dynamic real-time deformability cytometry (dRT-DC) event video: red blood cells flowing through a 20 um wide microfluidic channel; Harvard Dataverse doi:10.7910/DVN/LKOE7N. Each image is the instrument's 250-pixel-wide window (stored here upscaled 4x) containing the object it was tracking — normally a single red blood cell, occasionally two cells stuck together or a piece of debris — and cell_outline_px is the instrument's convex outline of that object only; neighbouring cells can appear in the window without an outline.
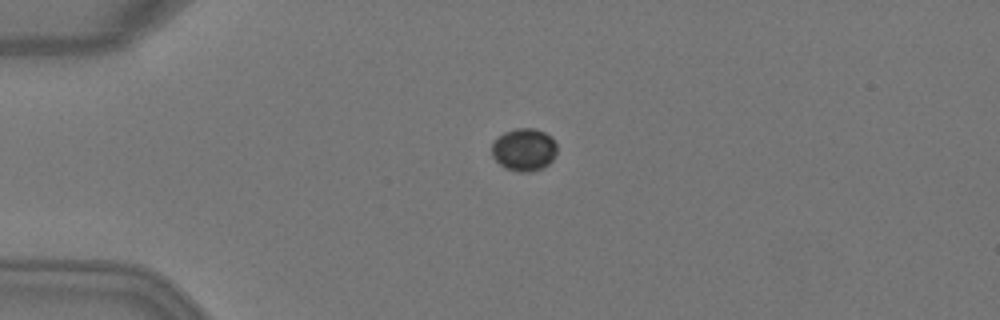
{"species": "Egyptian fruit bat (a non-hibernating species)", "species_latin": "Rousettus aegyptiacus", "temperature_condition": "warm", "stored_images_in_passage": 1, "camera_frame_rate_fps": 3000, "um_per_image_px": 0.085, "animal": {"sex": "female"}, "frame": {"image": 1, "passage_image": 1, "time_ms": 0.0, "image_size_px": [1000, 320], "cell_outline_px": [[556, 152], [552, 160], [544, 168], [532, 172], [520, 172], [504, 168], [492, 156], [492, 144], [504, 132], [516, 128], [536, 128], [552, 136], [556, 144]], "centroid_in_image_um": [44.56, 12.72], "position_along_channel_um": 40.4, "area_um2": 16.3}}